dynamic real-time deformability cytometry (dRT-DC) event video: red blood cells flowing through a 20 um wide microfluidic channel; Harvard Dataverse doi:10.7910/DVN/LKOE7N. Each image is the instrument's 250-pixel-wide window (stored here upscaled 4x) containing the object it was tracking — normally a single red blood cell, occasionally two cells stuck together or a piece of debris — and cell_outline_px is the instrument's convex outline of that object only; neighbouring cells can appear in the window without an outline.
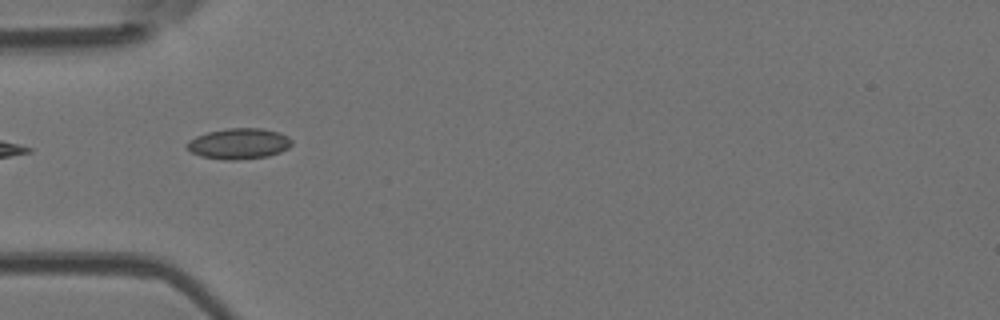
{"species": "Egyptian fruit bat (a non-hibernating species)", "species_latin": "Rousettus aegyptiacus", "temperature_condition": "room temperature", "stored_images_in_passage": 7, "camera_frame_rate_fps": 3000, "um_per_image_px": 0.085, "animal": {"sex": "female"}, "frame": {"image": 1, "passage_image": 4, "time_ms": 3.667, "image_size_px": [1000, 320], "cell_outline_px": [[292, 144], [288, 148], [280, 152], [268, 156], [236, 160], [228, 160], [200, 156], [192, 152], [184, 144], [188, 140], [196, 136], [208, 132], [228, 128], [264, 128], [280, 132], [288, 136], [292, 140]], "centroid_in_image_um": [20.32, 12.2], "position_along_channel_um": 64.7, "area_um2": 18.9}}
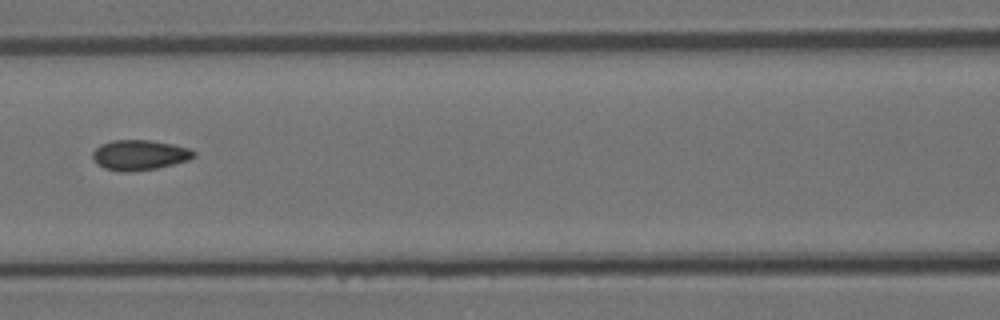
{"frame": {"image": 2, "passage_image": 6, "time_ms": 6.0, "image_size_px": [1000, 320], "cell_outline_px": [[196, 156], [188, 160], [156, 168], [132, 172], [124, 172], [104, 168], [96, 164], [92, 156], [92, 152], [100, 144], [112, 140], [148, 140], [172, 144], [188, 148], [196, 152]], "centroid_in_image_um": [11.83, 13.18], "position_along_channel_um": 154.8, "area_um2": 17.8}}
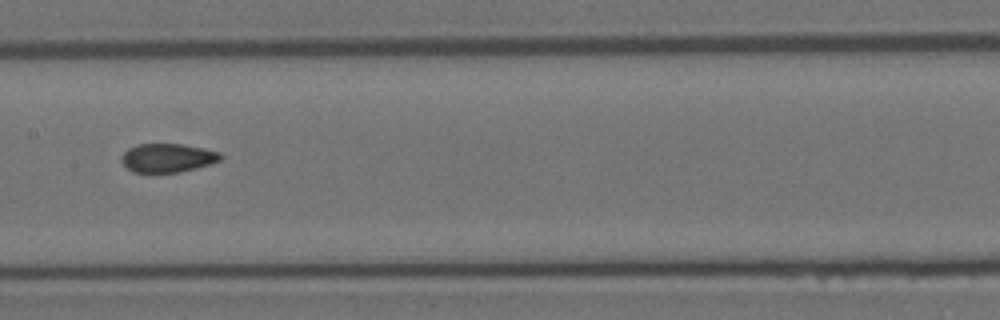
{"frame": {"image": 3, "passage_image": 7, "time_ms": 7.0, "image_size_px": [1000, 320], "cell_outline_px": [[224, 156], [220, 160], [208, 164], [180, 172], [132, 172], [120, 160], [120, 156], [128, 148], [136, 144], [184, 144], [204, 148], [220, 152]], "centroid_in_image_um": [14.23, 13.4], "position_along_channel_um": 193.2, "area_um2": 16.59}}